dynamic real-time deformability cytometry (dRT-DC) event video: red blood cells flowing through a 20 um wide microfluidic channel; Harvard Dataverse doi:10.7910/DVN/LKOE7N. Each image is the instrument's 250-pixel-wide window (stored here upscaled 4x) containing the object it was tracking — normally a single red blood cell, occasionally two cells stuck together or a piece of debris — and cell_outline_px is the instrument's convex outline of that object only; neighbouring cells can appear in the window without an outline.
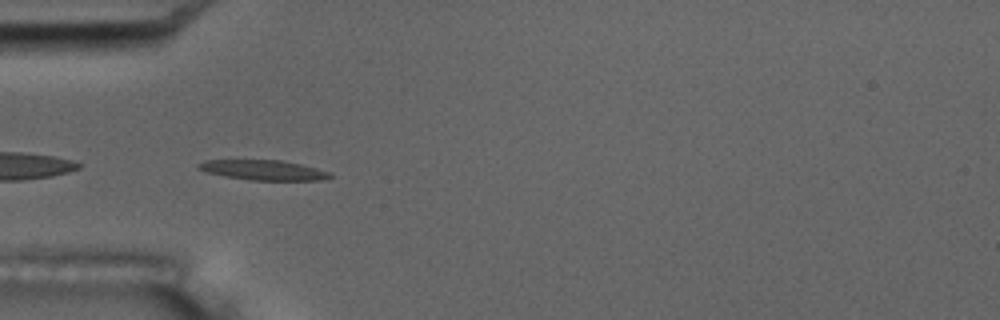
{"species": "common noctule bat (a hibernating species)", "species_latin": "Nyctalus noctula", "temperature_condition": "room temperature", "stored_images_in_passage": 6, "camera_frame_rate_fps": 3000, "um_per_image_px": 0.085, "animal": {"sex": "male", "body_mass_g": 17.5, "forearm_length_mm": 52.3}, "frame": {"image": 1, "passage_image": 5, "time_ms": 5.667, "image_size_px": [1000, 320], "cell_outline_px": [[332, 176], [320, 180], [248, 180], [224, 176], [204, 172], [196, 168], [196, 164], [204, 160], [280, 160], [300, 164], [332, 172]], "centroid_in_image_um": [22.33, 14.45], "position_along_channel_um": 62.7, "area_um2": 15.43}}